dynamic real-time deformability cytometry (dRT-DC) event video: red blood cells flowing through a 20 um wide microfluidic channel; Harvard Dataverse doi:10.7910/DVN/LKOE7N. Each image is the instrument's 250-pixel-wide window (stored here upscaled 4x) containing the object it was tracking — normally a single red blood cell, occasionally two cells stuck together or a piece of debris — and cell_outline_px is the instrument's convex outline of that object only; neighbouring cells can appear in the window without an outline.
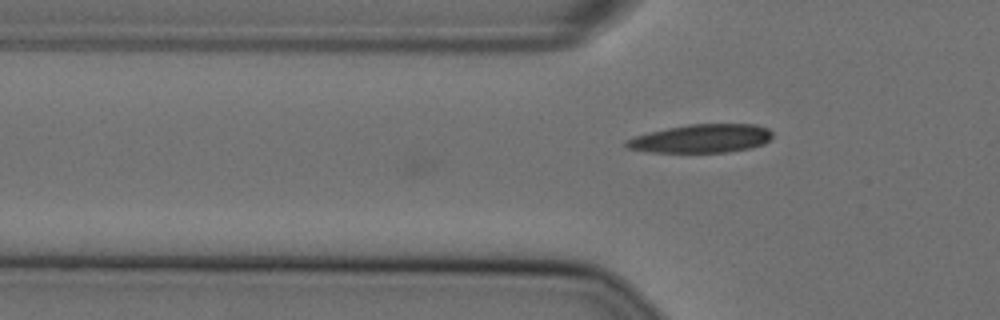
{"species": "Egyptian fruit bat (a non-hibernating species)", "species_latin": "Rousettus aegyptiacus", "temperature_condition": "cold", "stored_images_in_passage": 25, "camera_frame_rate_fps": 3000, "um_per_image_px": 0.085, "animal": {"sex": "female"}, "frame": {"image": 1, "passage_image": 25, "time_ms": 8.0, "image_size_px": [1000, 320], "cell_outline_px": [[772, 136], [764, 144], [752, 148], [728, 152], [648, 152], [628, 148], [624, 144], [624, 140], [636, 136], [668, 128], [688, 124], [756, 124], [768, 128], [772, 132]], "centroid_in_image_um": [59.65, 11.78], "position_along_channel_um": 66.2, "area_um2": 24.22}}